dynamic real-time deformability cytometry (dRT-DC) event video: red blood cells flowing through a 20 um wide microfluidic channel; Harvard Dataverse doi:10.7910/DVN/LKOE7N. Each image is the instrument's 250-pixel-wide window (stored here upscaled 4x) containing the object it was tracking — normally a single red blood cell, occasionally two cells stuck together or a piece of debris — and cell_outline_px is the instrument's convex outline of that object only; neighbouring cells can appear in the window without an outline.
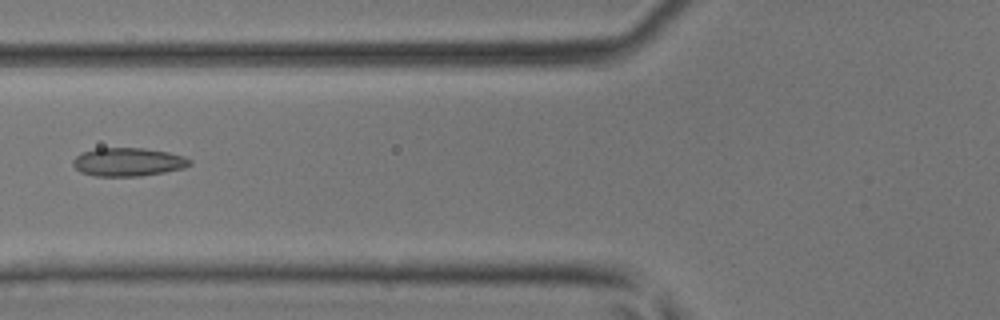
{"species": "common noctule bat (a hibernating species)", "species_latin": "Nyctalus noctula", "temperature_condition": "room temperature", "stored_images_in_passage": 36, "camera_frame_rate_fps": 3000, "um_per_image_px": 0.085, "animal": {"sex": "male", "body_mass_g": 17.9, "forearm_length_mm": 54.2}, "frame": {"image": 1, "passage_image": 8, "time_ms": 2.333, "image_size_px": [1000, 320], "cell_outline_px": [[192, 164], [184, 168], [164, 172], [140, 176], [96, 176], [80, 172], [72, 164], [72, 160], [80, 152], [96, 148], [144, 148], [168, 152], [184, 156], [192, 160]], "centroid_in_image_um": [10.88, 13.76], "position_along_channel_um": 114.9, "area_um2": 19.48}}
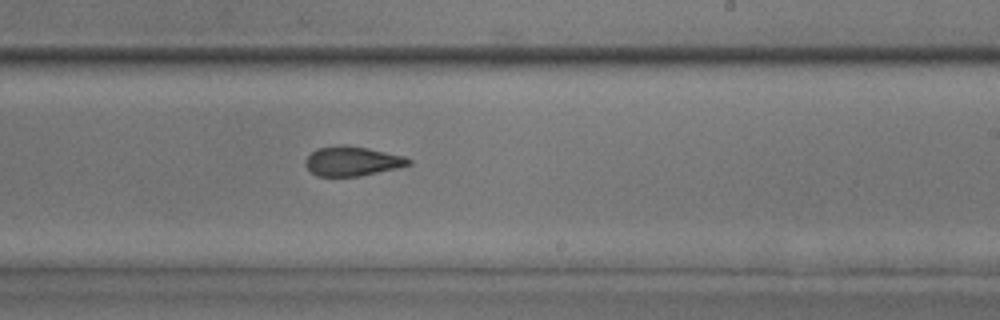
{"frame": {"image": 2, "passage_image": 18, "time_ms": 5.667, "image_size_px": [1000, 320], "cell_outline_px": [[412, 164], [400, 168], [360, 176], [316, 176], [304, 164], [304, 160], [316, 148], [340, 144], [344, 144], [368, 148], [400, 156], [412, 160]], "centroid_in_image_um": [29.92, 13.7], "position_along_channel_um": 259.1, "area_um2": 17.8}}
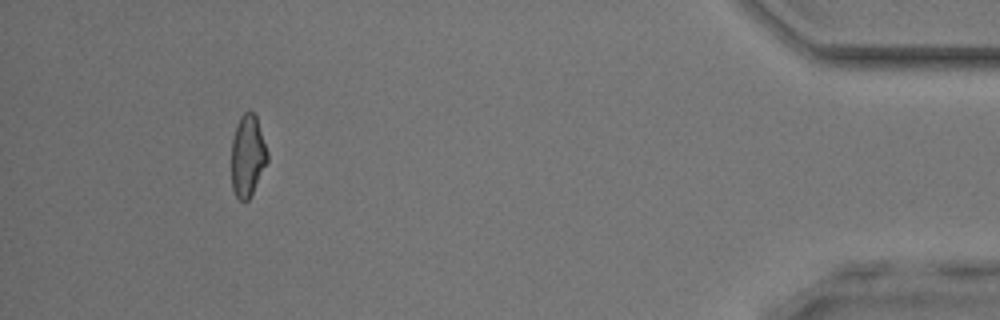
{"frame": {"image": 3, "passage_image": 33, "time_ms": 10.667, "image_size_px": [1000, 320], "cell_outline_px": [[268, 160], [248, 200], [240, 200], [236, 196], [232, 188], [232, 140], [236, 124], [240, 116], [248, 108], [252, 108], [256, 116], [268, 152]], "centroid_in_image_um": [21.04, 13.17], "position_along_channel_um": 414.2, "area_um2": 17.11}}